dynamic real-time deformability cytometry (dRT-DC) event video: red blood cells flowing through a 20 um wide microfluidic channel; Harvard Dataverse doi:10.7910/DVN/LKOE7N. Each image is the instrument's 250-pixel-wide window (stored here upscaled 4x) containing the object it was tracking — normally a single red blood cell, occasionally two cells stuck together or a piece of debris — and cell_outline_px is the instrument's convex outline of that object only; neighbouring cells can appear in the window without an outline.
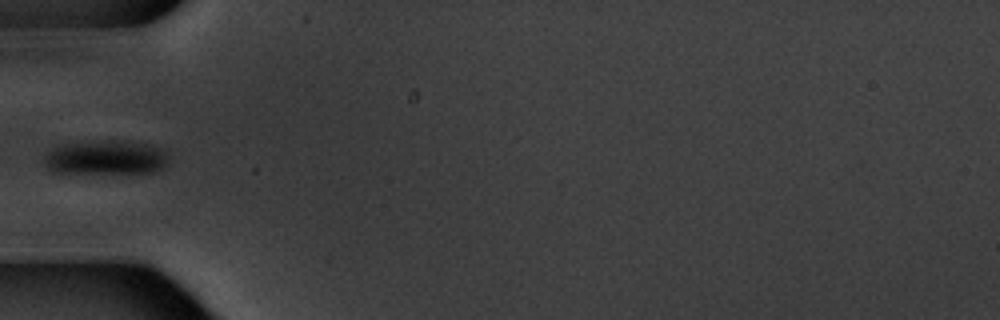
{"species": "common noctule bat (a hibernating species)", "species_latin": "Nyctalus noctula", "temperature_condition": "warm", "stored_images_in_passage": 5, "camera_frame_rate_fps": 3000, "um_per_image_px": 0.085, "animal": {"sex": "male", "body_mass_g": 20.1, "forearm_length_mm": 53.5}, "frame": {"image": 1, "passage_image": 5, "time_ms": 5.667, "image_size_px": [1000, 320], "cell_outline_px": [[168, 160], [160, 168], [152, 172], [48, 172], [44, 164], [44, 152], [52, 148], [68, 144], [108, 140], [112, 140], [144, 144], [160, 148], [168, 156]], "centroid_in_image_um": [8.9, 13.39], "position_along_channel_um": 76.1, "area_um2": 24.28}}